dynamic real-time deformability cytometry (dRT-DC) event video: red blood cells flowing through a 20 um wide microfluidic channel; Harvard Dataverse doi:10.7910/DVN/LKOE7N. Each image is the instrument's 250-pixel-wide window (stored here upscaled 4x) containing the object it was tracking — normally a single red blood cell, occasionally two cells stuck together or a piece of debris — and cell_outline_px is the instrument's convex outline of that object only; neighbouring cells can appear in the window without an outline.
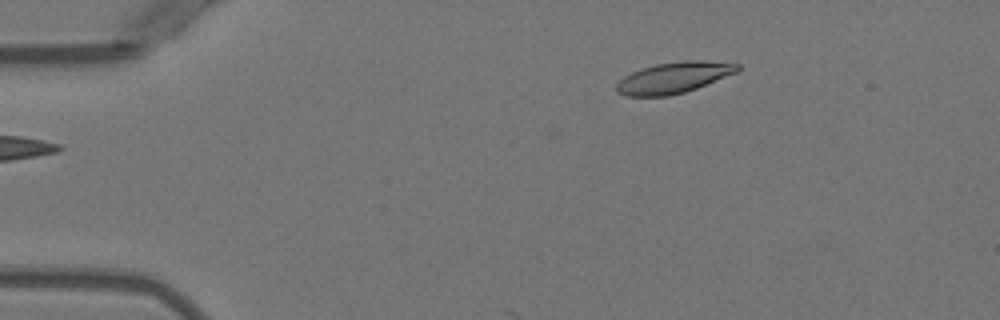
{"species": "Egyptian fruit bat (a non-hibernating species)", "species_latin": "Rousettus aegyptiacus", "temperature_condition": "warm", "stored_images_in_passage": 5, "camera_frame_rate_fps": 3000, "um_per_image_px": 0.085, "animal": {"sex": "female"}, "frame": {"image": 1, "passage_image": 5, "time_ms": 5.0, "image_size_px": [1000, 320], "cell_outline_px": [[740, 68], [736, 72], [696, 88], [684, 92], [668, 96], [628, 96], [616, 92], [616, 84], [624, 76], [632, 72], [656, 64], [684, 60], [704, 60], [740, 64]], "centroid_in_image_um": [57.25, 6.59], "position_along_channel_um": 27.7, "area_um2": 21.68}}